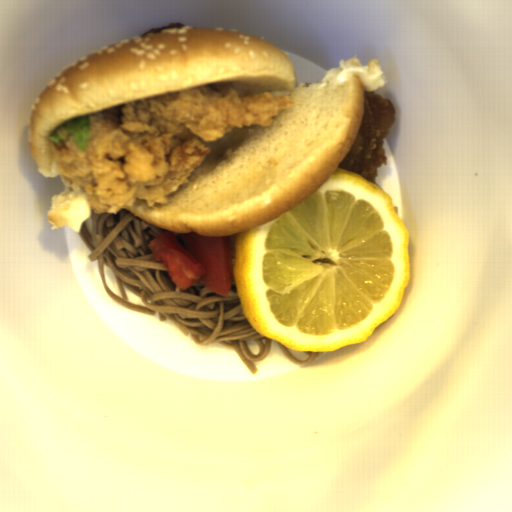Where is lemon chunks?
<instances>
[{"label": "lemon chunks", "instance_id": "1", "mask_svg": "<svg viewBox=\"0 0 512 512\" xmlns=\"http://www.w3.org/2000/svg\"><path fill=\"white\" fill-rule=\"evenodd\" d=\"M409 241L391 196L337 167L299 204L232 236L242 312L262 336L300 353L363 344L400 306Z\"/></svg>", "mask_w": 512, "mask_h": 512}]
</instances>
